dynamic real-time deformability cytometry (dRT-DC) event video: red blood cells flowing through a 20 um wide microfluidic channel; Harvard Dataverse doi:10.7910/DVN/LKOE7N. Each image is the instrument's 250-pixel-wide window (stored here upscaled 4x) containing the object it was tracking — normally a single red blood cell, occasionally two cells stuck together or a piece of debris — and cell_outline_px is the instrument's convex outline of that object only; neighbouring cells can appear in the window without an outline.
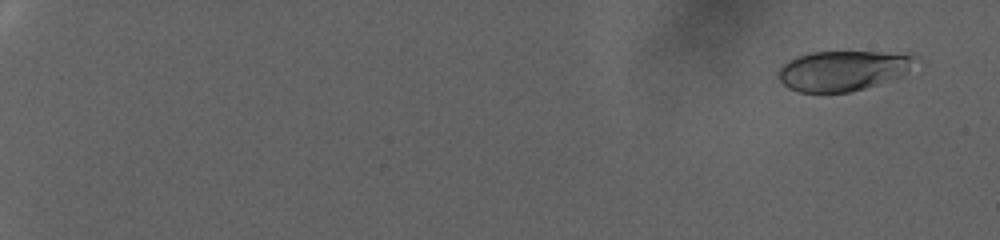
{"species": "human", "species_latin": "Homo sapiens", "temperature_condition": "warm", "stored_images_in_passage": 85, "camera_frame_rate_fps": 3000, "um_per_image_px": 0.085, "donor": {"sex": "female"}, "frame": {"image": 1, "passage_image": 6, "time_ms": 1.667, "image_size_px": [1000, 240], "cell_outline_px": [[912, 56], [908, 68], [900, 76], [864, 88], [848, 92], [796, 92], [788, 88], [776, 76], [780, 68], [788, 60], [796, 56], [812, 52], [912, 52]], "centroid_in_image_um": [71.55, 5.99], "position_along_channel_um": 13.4, "area_um2": 31.62}}
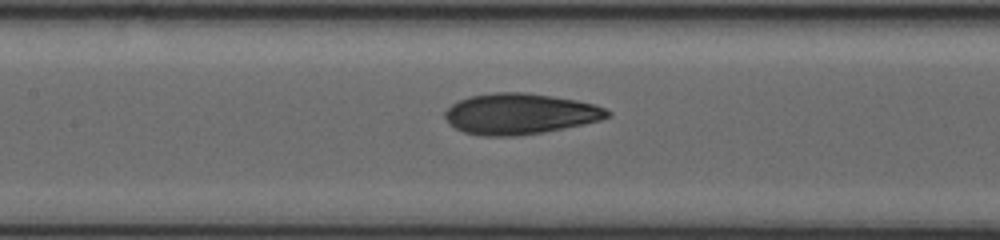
{"frame": {"image": 2, "passage_image": 48, "time_ms": 15.667, "image_size_px": [1000, 240], "cell_outline_px": [[612, 116], [600, 120], [544, 132], [516, 136], [480, 136], [464, 132], [448, 124], [444, 116], [444, 112], [452, 104], [468, 96], [492, 92], [524, 92], [552, 96], [576, 100], [596, 104], [612, 112]], "centroid_in_image_um": [44.18, 9.67], "position_along_channel_um": 163.2, "area_um2": 38.84}}
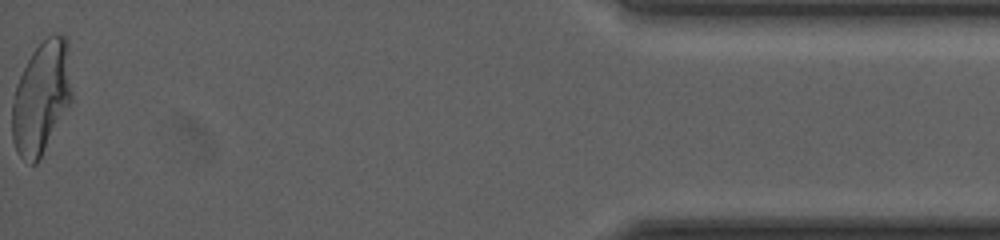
{"frame": {"image": 3, "passage_image": 85, "time_ms": 28.0, "image_size_px": [1000, 240], "cell_outline_px": [[72, 100], [36, 164], [28, 164], [16, 152], [12, 140], [12, 104], [16, 84], [32, 52], [52, 32], [60, 32], [68, 40], [72, 92]], "centroid_in_image_um": [3.52, 8.26], "position_along_channel_um": 431.7, "area_um2": 39.25}, "authors_computed_cell_mechanics": {"area_um2": 37.0498, "velocity_mm_per_s": 2.7108, "shape_relaxation_time_tau1_ms": null, "shape_relaxation_time_tau2_ms": 1.418, "deformation_change_tau1": null, "deformation_change_tau2": 0.0723}}